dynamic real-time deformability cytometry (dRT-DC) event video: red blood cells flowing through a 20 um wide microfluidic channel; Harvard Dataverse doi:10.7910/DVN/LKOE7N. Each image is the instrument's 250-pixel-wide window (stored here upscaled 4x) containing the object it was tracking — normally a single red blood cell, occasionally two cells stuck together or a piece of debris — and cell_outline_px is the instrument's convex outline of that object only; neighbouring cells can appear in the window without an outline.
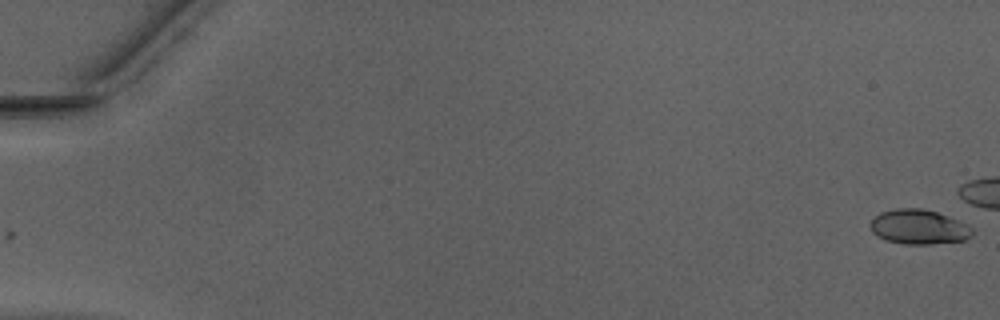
{"species": "Egyptian fruit bat (a non-hibernating species)", "species_latin": "Rousettus aegyptiacus", "temperature_condition": "warm", "stored_images_in_passage": 21, "camera_frame_rate_fps": 3000, "um_per_image_px": 0.085, "animal": {"sex": "male"}, "frame": {"image": 1, "passage_image": 1, "time_ms": 0.0, "image_size_px": [1000, 320], "cell_outline_px": [[972, 236], [964, 240], [928, 244], [904, 244], [884, 240], [876, 236], [872, 232], [868, 224], [880, 212], [896, 208], [920, 208], [936, 212], [948, 216], [968, 224], [972, 228]], "centroid_in_image_um": [78.06, 19.29], "position_along_channel_um": 6.9, "area_um2": 20.69}}
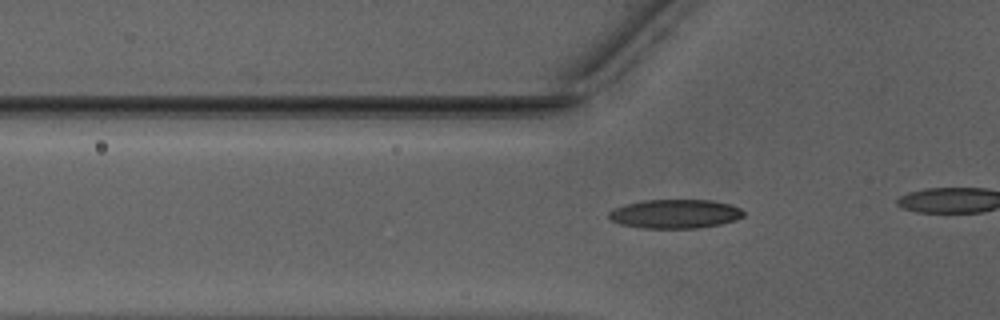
{"frame": {"image": 2, "passage_image": 18, "time_ms": 5.667, "image_size_px": [1000, 320], "cell_outline_px": [[744, 216], [736, 220], [720, 224], [700, 228], [640, 228], [620, 224], [612, 220], [608, 216], [608, 212], [612, 208], [624, 204], [644, 200], [712, 200], [728, 204], [740, 208], [744, 212]], "centroid_in_image_um": [57.36, 18.18], "position_along_channel_um": 68.4, "area_um2": 22.89}}